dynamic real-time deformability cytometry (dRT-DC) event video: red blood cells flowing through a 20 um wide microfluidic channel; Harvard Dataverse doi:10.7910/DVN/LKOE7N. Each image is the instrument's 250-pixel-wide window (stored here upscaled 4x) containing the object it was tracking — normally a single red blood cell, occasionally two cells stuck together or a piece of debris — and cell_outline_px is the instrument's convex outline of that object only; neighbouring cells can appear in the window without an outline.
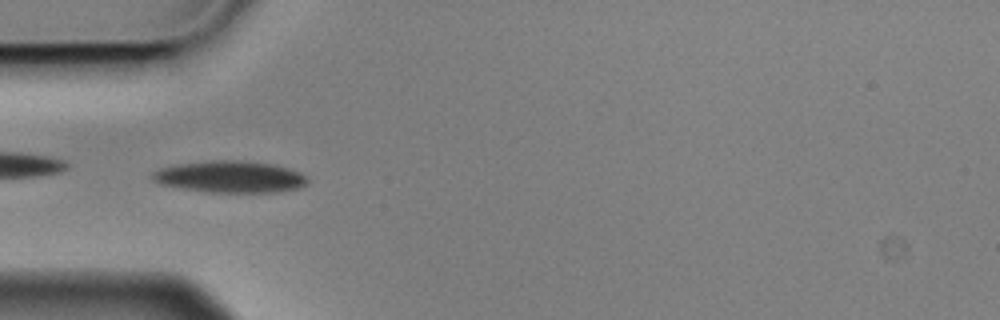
{"species": "Egyptian fruit bat (a non-hibernating species)", "species_latin": "Rousettus aegyptiacus", "temperature_condition": "cold", "stored_images_in_passage": 9, "camera_frame_rate_fps": 3000, "um_per_image_px": 0.085, "animal": {"sex": "male"}, "frame": {"image": 1, "passage_image": 3, "time_ms": 0.667, "image_size_px": [1000, 320], "cell_outline_px": [[308, 184], [296, 188], [276, 192], [208, 192], [156, 184], [152, 180], [152, 172], [160, 168], [176, 164], [204, 160], [244, 160], [276, 164], [288, 168], [304, 176], [308, 180]], "centroid_in_image_um": [19.49, 15.01], "position_along_channel_um": 65.5, "area_um2": 28.9}}
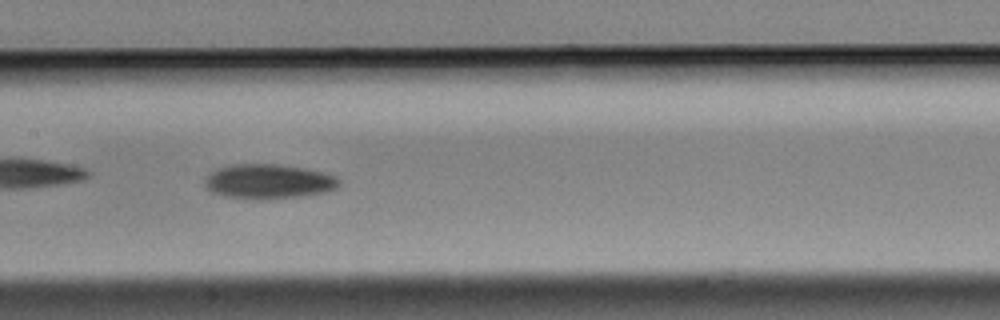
{"frame": {"image": 2, "passage_image": 6, "time_ms": 1.667, "image_size_px": [1000, 320], "cell_outline_px": [[340, 184], [336, 188], [328, 192], [272, 200], [256, 200], [224, 196], [212, 192], [204, 184], [204, 180], [208, 172], [216, 168], [232, 164], [280, 164], [304, 168], [336, 176], [340, 180]], "centroid_in_image_um": [22.8, 15.43], "position_along_channel_um": 184.6, "area_um2": 27.57}}
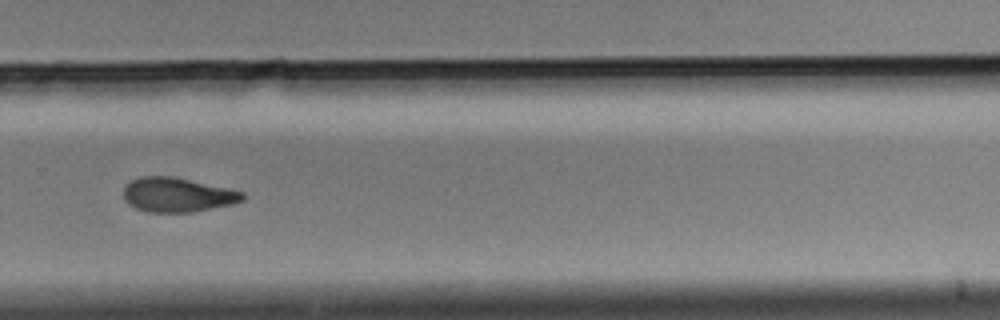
{"frame": {"image": 3, "passage_image": 9, "time_ms": 2.667, "image_size_px": [1000, 320], "cell_outline_px": [[244, 200], [232, 204], [192, 212], [148, 212], [136, 208], [128, 204], [124, 200], [124, 188], [132, 180], [140, 176], [172, 176], [228, 188], [244, 192]], "centroid_in_image_um": [15.07, 16.56], "position_along_channel_um": 314.7, "area_um2": 23.76}}